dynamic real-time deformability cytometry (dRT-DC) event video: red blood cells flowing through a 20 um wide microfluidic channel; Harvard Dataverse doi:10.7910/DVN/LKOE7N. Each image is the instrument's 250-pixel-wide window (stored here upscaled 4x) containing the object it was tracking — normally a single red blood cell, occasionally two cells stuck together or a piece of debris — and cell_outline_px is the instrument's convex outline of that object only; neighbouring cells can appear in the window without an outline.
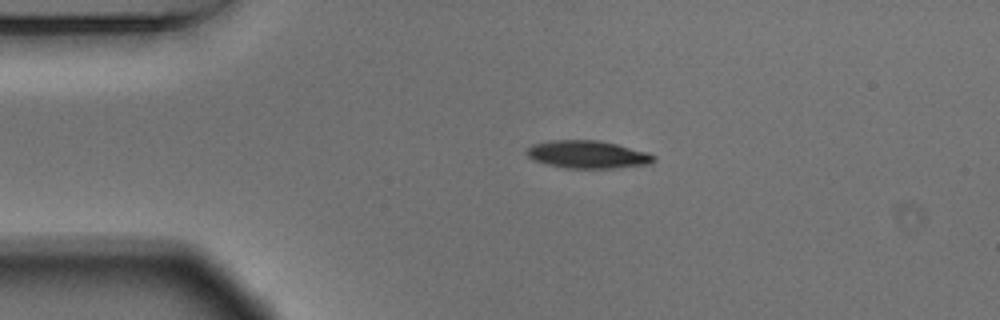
{"species": "Egyptian fruit bat (a non-hibernating species)", "species_latin": "Rousettus aegyptiacus", "temperature_condition": "warm", "stored_images_in_passage": 44, "camera_frame_rate_fps": 3000, "um_per_image_px": 0.085, "animal": {"sex": "male"}, "frame": {"image": 1, "passage_image": 1, "time_ms": 0.0, "image_size_px": [1000, 320], "cell_outline_px": [[656, 160], [648, 164], [616, 168], [564, 168], [544, 164], [532, 160], [524, 152], [532, 144], [552, 140], [600, 140], [648, 152], [656, 156]], "centroid_in_image_um": [49.92, 13.13], "position_along_channel_um": 35.1, "area_um2": 20.75}}
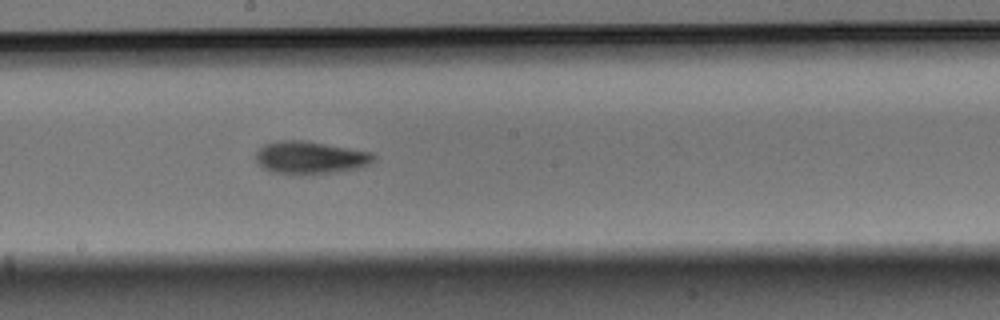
{"frame": {"image": 2, "passage_image": 19, "time_ms": 6.0, "image_size_px": [1000, 320], "cell_outline_px": [[376, 160], [360, 168], [336, 172], [300, 176], [272, 172], [264, 168], [256, 160], [256, 152], [264, 144], [284, 140], [304, 140], [372, 152], [376, 156]], "centroid_in_image_um": [26.39, 13.42], "position_along_channel_um": 221.8, "area_um2": 22.72}}
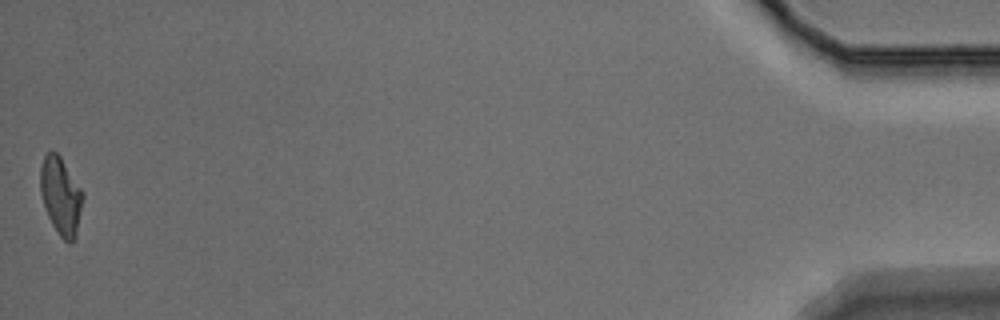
{"frame": {"image": 3, "passage_image": 44, "time_ms": 14.333, "image_size_px": [1000, 320], "cell_outline_px": [[84, 196], [76, 236], [72, 244], [68, 244], [60, 236], [52, 224], [48, 216], [40, 192], [40, 168], [44, 156], [48, 152], [56, 152], [60, 156], [80, 188]], "centroid_in_image_um": [5.17, 16.69], "position_along_channel_um": 430.0, "area_um2": 19.02}, "authors_computed_cell_mechanics": {"area_um2": 20.6924, "velocity_mm_per_s": 3.6802, "shape_relaxation_time_tau1_ms": 2.7659, "shape_relaxation_time_tau2_ms": 5.9279, "deformation_change_tau1": 0.152, "deformation_change_tau2": 0.141}}